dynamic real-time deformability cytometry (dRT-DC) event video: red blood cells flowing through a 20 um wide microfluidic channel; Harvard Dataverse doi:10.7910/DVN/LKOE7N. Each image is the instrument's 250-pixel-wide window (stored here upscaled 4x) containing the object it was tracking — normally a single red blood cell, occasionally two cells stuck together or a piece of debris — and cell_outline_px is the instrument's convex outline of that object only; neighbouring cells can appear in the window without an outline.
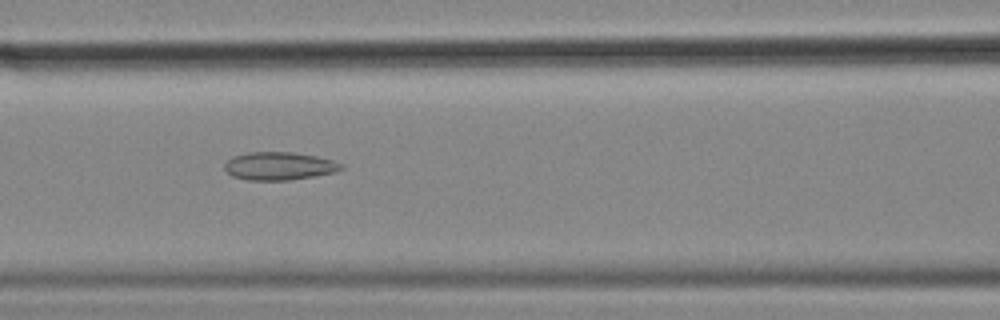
{"species": "common noctule bat (a hibernating species)", "species_latin": "Nyctalus noctula", "temperature_condition": "cold", "stored_images_in_passage": 56, "camera_frame_rate_fps": 3000, "um_per_image_px": 0.085, "animal": {"sex": "female", "body_mass_g": 18.4}, "frame": {"image": 1, "passage_image": 24, "time_ms": 7.667, "image_size_px": [1000, 320], "cell_outline_px": [[344, 168], [336, 172], [316, 176], [288, 180], [248, 180], [232, 176], [224, 168], [224, 164], [232, 156], [248, 152], [292, 152], [316, 156], [332, 160], [344, 164]], "centroid_in_image_um": [23.74, 14.11], "position_along_channel_um": 142.9, "area_um2": 19.13}}
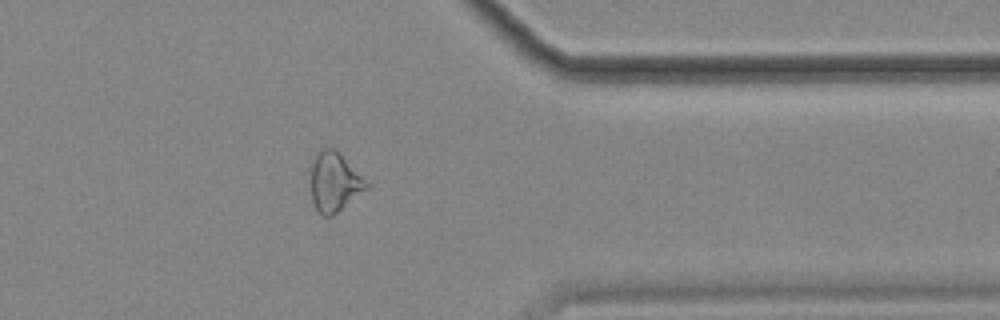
{"frame": {"image": 2, "passage_image": 45, "time_ms": 14.667, "image_size_px": [1000, 320], "cell_outline_px": [[368, 188], [332, 216], [320, 216], [312, 200], [312, 164], [316, 152], [320, 148], [328, 144], [340, 152], [368, 184]], "centroid_in_image_um": [28.4, 15.43], "position_along_channel_um": 383.0, "area_um2": 19.13}}
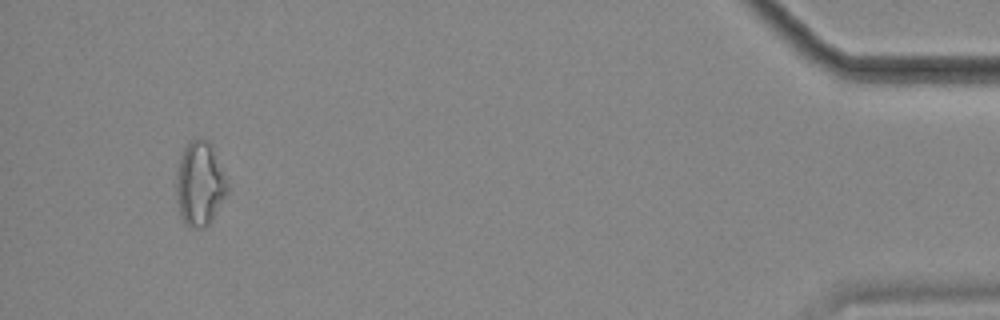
{"frame": {"image": 3, "passage_image": 53, "time_ms": 17.333, "image_size_px": [1000, 320], "cell_outline_px": [[228, 192], [212, 220], [204, 228], [192, 228], [184, 224], [180, 216], [176, 200], [176, 176], [180, 160], [184, 148], [192, 140], [208, 140], [212, 144], [228, 180]], "centroid_in_image_um": [17.0, 15.66], "position_along_channel_um": 418.2, "area_um2": 25.32}, "authors_computed_cell_mechanics": {"area_um2": 21.1837, "velocity_mm_per_s": 3.598, "shape_relaxation_time_tau1_ms": null, "shape_relaxation_time_tau2_ms": 4.7744, "deformation_change_tau1": null, "deformation_change_tau2": 0.1467}}